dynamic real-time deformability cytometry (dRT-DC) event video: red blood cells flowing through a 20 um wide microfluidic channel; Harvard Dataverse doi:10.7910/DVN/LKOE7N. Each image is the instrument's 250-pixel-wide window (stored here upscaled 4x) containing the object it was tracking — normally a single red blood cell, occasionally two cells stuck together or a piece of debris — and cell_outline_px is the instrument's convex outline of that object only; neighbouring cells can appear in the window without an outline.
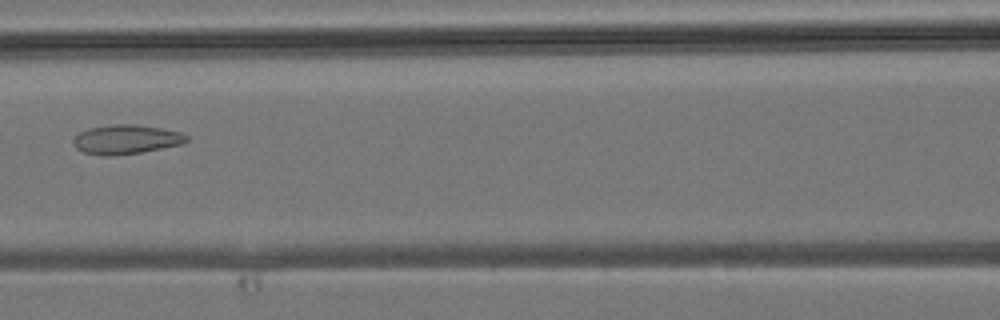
{"species": "common noctule bat (a hibernating species)", "species_latin": "Nyctalus noctula", "temperature_condition": "room temperature", "stored_images_in_passage": 4, "camera_frame_rate_fps": 3000, "um_per_image_px": 0.085, "animal": {"sex": "male", "body_mass_g": 19.2, "forearm_length_mm": 51.8}, "frame": {"image": 1, "passage_image": 4, "time_ms": 1.0, "image_size_px": [1000, 320], "cell_outline_px": [[188, 140], [180, 144], [140, 152], [116, 156], [104, 156], [84, 152], [76, 148], [72, 144], [72, 140], [80, 132], [88, 128], [112, 124], [136, 124], [160, 128], [180, 132], [188, 136]], "centroid_in_image_um": [10.67, 11.85], "position_along_channel_um": 155.9, "area_um2": 19.25}}